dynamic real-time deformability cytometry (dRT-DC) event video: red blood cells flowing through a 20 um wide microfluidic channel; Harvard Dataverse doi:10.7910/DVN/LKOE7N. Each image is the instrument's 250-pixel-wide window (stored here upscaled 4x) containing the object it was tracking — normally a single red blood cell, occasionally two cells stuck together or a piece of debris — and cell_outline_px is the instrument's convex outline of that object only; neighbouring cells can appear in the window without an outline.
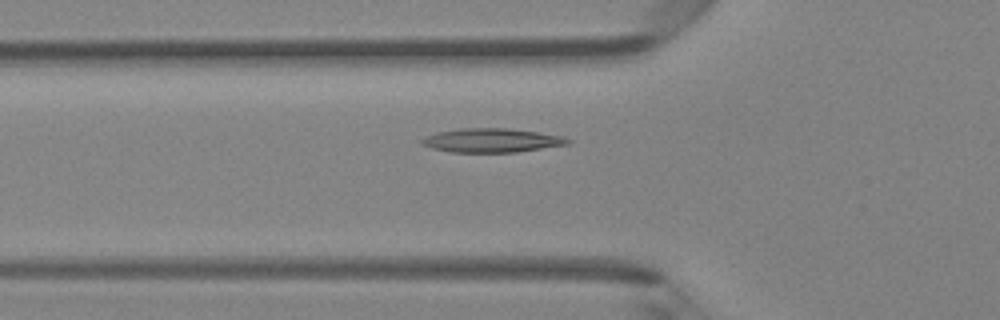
{"species": "Egyptian fruit bat (a non-hibernating species)", "species_latin": "Rousettus aegyptiacus", "temperature_condition": "room temperature", "stored_images_in_passage": 49, "segment_of_instrument_passage": [1, 2], "camera_frame_rate_fps": 3000, "um_per_image_px": 0.085, "animal": {"sex": "female"}, "frame": {"image": 1, "passage_image": 17, "time_ms": 5.333, "image_size_px": [1000, 320], "cell_outline_px": [[572, 140], [568, 144], [516, 152], [452, 152], [432, 148], [420, 144], [420, 140], [424, 136], [440, 132], [460, 128], [504, 128], [536, 132], [564, 136]], "centroid_in_image_um": [41.77, 11.93], "position_along_channel_um": 84.0, "area_um2": 20.23}}
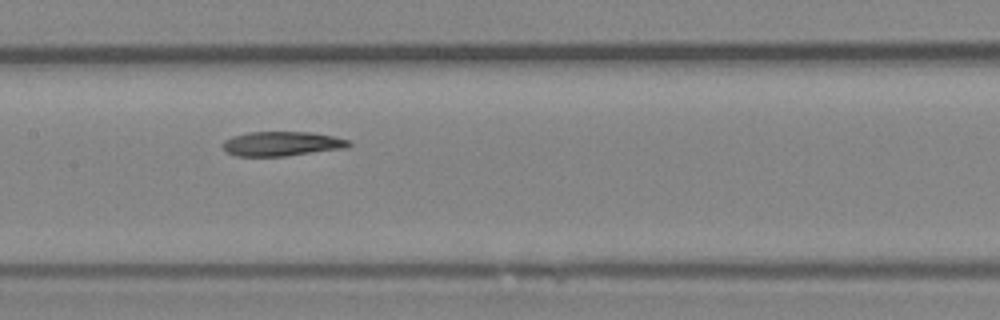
{"frame": {"image": 2, "passage_image": 24, "time_ms": 7.667, "image_size_px": [1000, 320], "cell_outline_px": [[352, 144], [348, 148], [284, 156], [236, 156], [228, 152], [224, 148], [224, 140], [232, 136], [248, 132], [312, 132], [332, 136], [348, 140]], "centroid_in_image_um": [23.98, 12.22], "position_along_channel_um": 183.4, "area_um2": 17.92}}
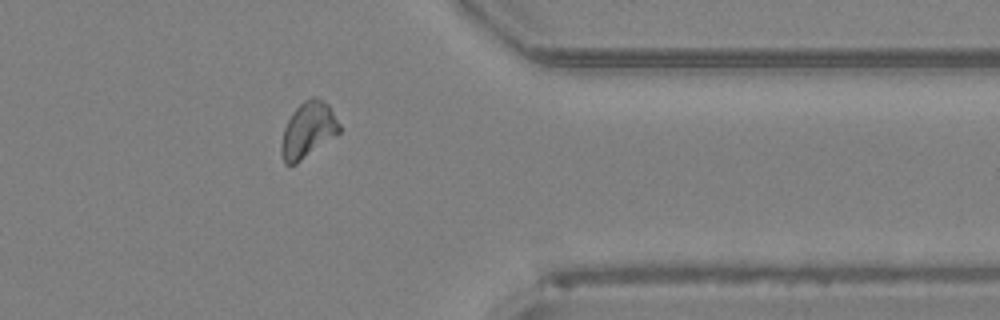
{"frame": {"image": 3, "passage_image": 39, "time_ms": 12.667, "image_size_px": [1000, 320], "cell_outline_px": [[340, 132], [296, 164], [284, 164], [280, 152], [280, 144], [284, 128], [292, 112], [304, 100], [312, 96], [316, 96], [328, 104], [340, 124]], "centroid_in_image_um": [26.16, 11.04], "position_along_channel_um": 385.2, "area_um2": 18.79}}